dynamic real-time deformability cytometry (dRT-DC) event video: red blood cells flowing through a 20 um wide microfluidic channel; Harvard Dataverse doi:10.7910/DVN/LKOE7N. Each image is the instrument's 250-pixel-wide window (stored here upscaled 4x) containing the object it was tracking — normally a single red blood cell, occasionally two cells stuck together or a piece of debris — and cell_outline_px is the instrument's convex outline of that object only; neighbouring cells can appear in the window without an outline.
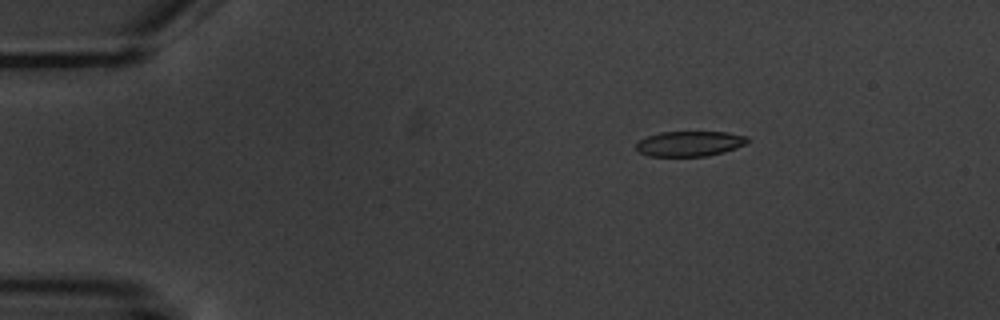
{"species": "common noctule bat (a hibernating species)", "species_latin": "Nyctalus noctula", "temperature_condition": "warm", "stored_images_in_passage": 4, "camera_frame_rate_fps": 3000, "um_per_image_px": 0.085, "animal": {"sex": "male", "body_mass_g": 20.1, "forearm_length_mm": 53.5}, "frame": {"image": 1, "passage_image": 1, "time_ms": 0.0, "image_size_px": [1000, 320], "cell_outline_px": [[748, 140], [744, 144], [736, 148], [724, 152], [708, 156], [648, 156], [636, 152], [636, 144], [640, 140], [648, 136], [660, 132], [728, 132], [748, 136]], "centroid_in_image_um": [58.6, 12.21], "position_along_channel_um": 26.4, "area_um2": 16.42}}